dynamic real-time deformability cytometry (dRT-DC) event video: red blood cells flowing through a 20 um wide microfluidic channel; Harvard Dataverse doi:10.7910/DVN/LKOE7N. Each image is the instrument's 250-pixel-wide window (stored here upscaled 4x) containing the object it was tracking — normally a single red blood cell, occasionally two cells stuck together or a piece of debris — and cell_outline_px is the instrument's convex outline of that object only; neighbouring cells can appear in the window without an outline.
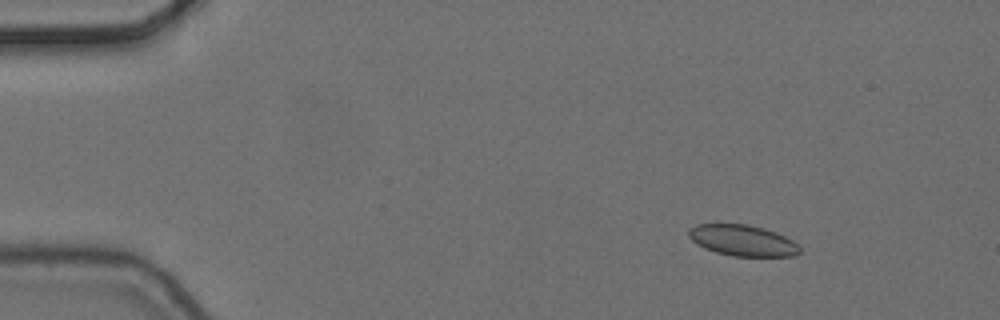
{"species": "common noctule bat (a hibernating species)", "species_latin": "Nyctalus noctula", "temperature_condition": "cold", "stored_images_in_passage": 6, "segment_of_instrument_passage": [1, 2], "camera_frame_rate_fps": 3000, "um_per_image_px": 0.085, "animal": {"sex": "female", "body_mass_g": 24.6, "forearm_length_mm": 56.2}, "frame": {"image": 1, "passage_image": 3, "time_ms": 0.667, "image_size_px": [1000, 320], "cell_outline_px": [[800, 252], [796, 256], [732, 256], [716, 252], [704, 248], [696, 244], [688, 236], [688, 228], [696, 224], [748, 224], [764, 228], [776, 232], [792, 240], [800, 248]], "centroid_in_image_um": [63.1, 20.43], "position_along_channel_um": 21.9, "area_um2": 20.17}}